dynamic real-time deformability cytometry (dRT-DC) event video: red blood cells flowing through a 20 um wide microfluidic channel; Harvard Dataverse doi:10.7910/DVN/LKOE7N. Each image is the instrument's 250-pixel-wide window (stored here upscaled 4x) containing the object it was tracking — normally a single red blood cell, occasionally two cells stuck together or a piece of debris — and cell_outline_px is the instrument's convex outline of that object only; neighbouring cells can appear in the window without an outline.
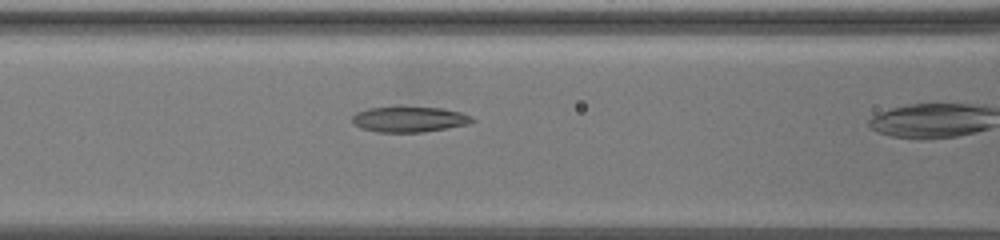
{"species": "common noctule bat (a hibernating species)", "species_latin": "Nyctalus noctula", "temperature_condition": "warm", "stored_images_in_passage": 14, "camera_frame_rate_fps": 3000, "um_per_image_px": 0.085, "animal": {"sex": "female", "body_mass_g": 19.5, "forearm_length_mm": 54.1}, "frame": {"image": 1, "passage_image": 13, "time_ms": 3.667, "image_size_px": [1000, 240], "cell_outline_px": [[476, 120], [468, 124], [424, 132], [376, 132], [360, 128], [352, 124], [352, 116], [356, 112], [368, 108], [396, 104], [400, 104], [444, 108], [460, 112], [472, 116]], "centroid_in_image_um": [34.74, 10.09], "position_along_channel_um": 131.9, "area_um2": 18.84}}